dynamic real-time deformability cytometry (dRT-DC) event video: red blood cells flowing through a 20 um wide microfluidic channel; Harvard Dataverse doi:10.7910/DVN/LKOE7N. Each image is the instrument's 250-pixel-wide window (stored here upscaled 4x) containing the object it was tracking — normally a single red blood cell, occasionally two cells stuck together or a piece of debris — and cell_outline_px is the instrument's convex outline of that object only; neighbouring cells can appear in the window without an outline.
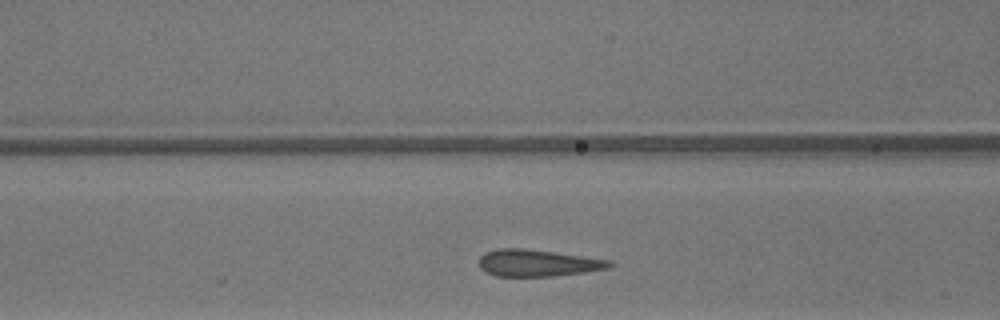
{"species": "common noctule bat (a hibernating species)", "species_latin": "Nyctalus noctula", "temperature_condition": "warm", "stored_images_in_passage": 26, "camera_frame_rate_fps": 3000, "um_per_image_px": 0.085, "animal": {"sex": "male", "body_mass_g": 13.3}, "frame": {"image": 1, "passage_image": 8, "time_ms": 2.333, "image_size_px": [1000, 320], "cell_outline_px": [[612, 264], [608, 268], [584, 272], [552, 276], [496, 276], [480, 268], [480, 256], [484, 252], [500, 248], [524, 248], [556, 252], [612, 260]], "centroid_in_image_um": [45.7, 22.34], "position_along_channel_um": 120.9, "area_um2": 20.35}}
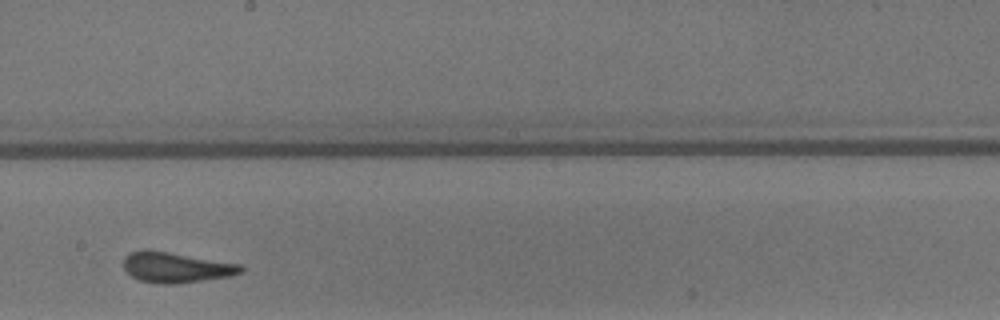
{"frame": {"image": 2, "passage_image": 16, "time_ms": 5.0, "image_size_px": [1000, 320], "cell_outline_px": [[244, 272], [232, 276], [176, 284], [156, 284], [140, 280], [132, 276], [124, 268], [124, 256], [132, 252], [168, 252], [240, 264], [244, 268]], "centroid_in_image_um": [15.03, 22.77], "position_along_channel_um": 233.2, "area_um2": 20.35}}
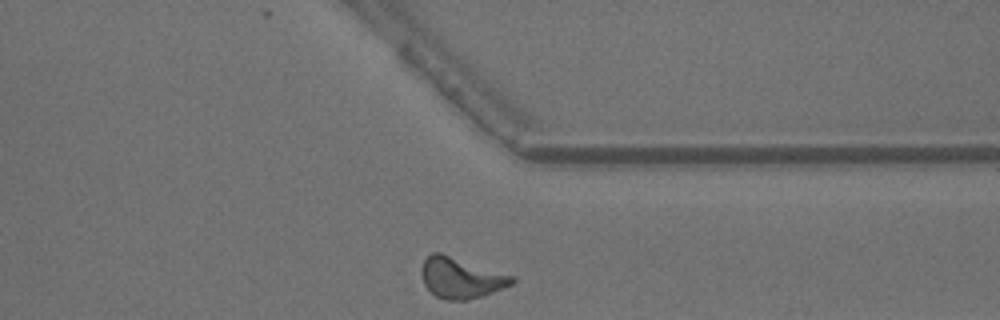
{"frame": {"image": 3, "passage_image": 26, "time_ms": 8.333, "image_size_px": [1000, 320], "cell_outline_px": [[516, 280], [512, 284], [504, 288], [468, 300], [444, 300], [436, 296], [424, 284], [420, 272], [420, 268], [424, 260], [432, 252], [440, 252], [516, 276]], "centroid_in_image_um": [39.19, 23.61], "position_along_channel_um": 372.2, "area_um2": 21.62}, "authors_computed_cell_mechanics": {"area_um2": 20.3456, "velocity_mm_per_s": 4.2194, "shape_relaxation_time_tau1_ms": 9.1968, "shape_relaxation_time_tau2_ms": null, "deformation_change_tau1": 0.1871, "deformation_change_tau2": null}}